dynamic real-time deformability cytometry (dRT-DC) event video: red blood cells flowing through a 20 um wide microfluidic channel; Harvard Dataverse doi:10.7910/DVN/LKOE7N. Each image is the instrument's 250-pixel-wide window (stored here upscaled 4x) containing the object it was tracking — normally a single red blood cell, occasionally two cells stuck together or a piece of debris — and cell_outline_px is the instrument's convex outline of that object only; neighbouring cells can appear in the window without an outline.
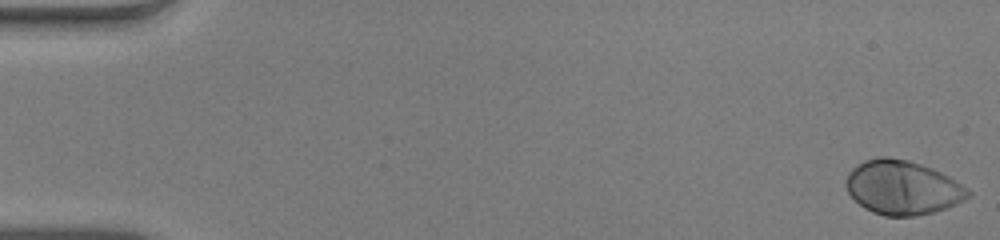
{"species": "human", "species_latin": "Homo sapiens", "temperature_condition": "warm", "stored_images_in_passage": 53, "camera_frame_rate_fps": 3000, "um_per_image_px": 0.085, "donor": {"sex": "male"}, "frame": {"image": 1, "passage_image": 1, "time_ms": 0.0, "image_size_px": [1000, 240], "cell_outline_px": [[972, 196], [948, 208], [916, 216], [884, 216], [872, 212], [864, 208], [848, 192], [844, 184], [844, 180], [848, 172], [856, 164], [864, 160], [880, 156], [888, 156], [908, 160], [932, 168], [948, 176], [968, 188], [972, 192]], "centroid_in_image_um": [76.7, 15.94], "position_along_channel_um": 8.3, "area_um2": 38.84}}
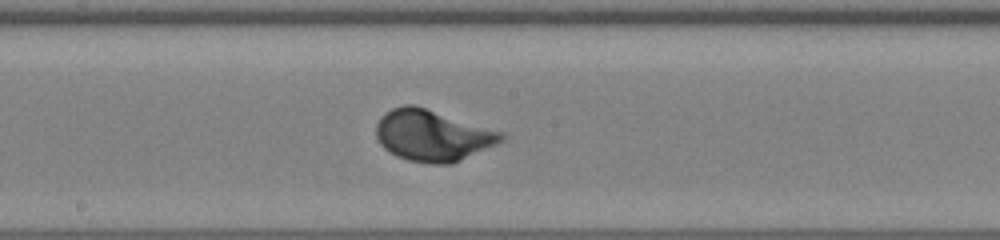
{"frame": {"image": 2, "passage_image": 29, "time_ms": 9.333, "image_size_px": [1000, 240], "cell_outline_px": [[504, 140], [496, 144], [460, 160], [448, 164], [432, 164], [408, 160], [396, 156], [384, 148], [380, 144], [376, 136], [376, 124], [380, 116], [384, 112], [392, 108], [404, 104], [412, 104], [504, 132]], "centroid_in_image_um": [36.73, 11.51], "position_along_channel_um": 211.5, "area_um2": 37.22}}
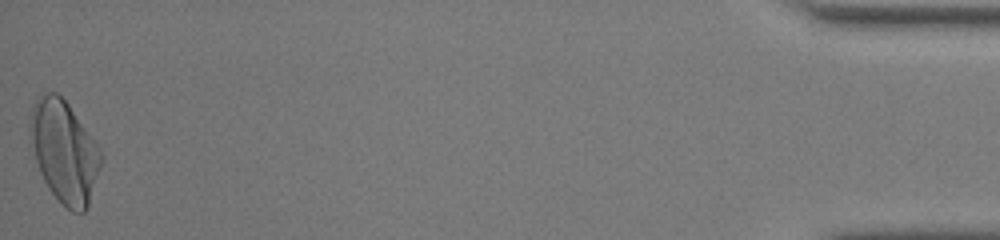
{"frame": {"image": 3, "passage_image": 53, "time_ms": 17.333, "image_size_px": [1000, 240], "cell_outline_px": [[104, 160], [88, 208], [84, 212], [72, 212], [48, 188], [40, 172], [36, 160], [28, 124], [32, 108], [36, 100], [44, 92], [56, 92], [68, 104], [100, 148], [104, 156]], "centroid_in_image_um": [5.5, 12.9], "position_along_channel_um": 429.7, "area_um2": 41.91}}